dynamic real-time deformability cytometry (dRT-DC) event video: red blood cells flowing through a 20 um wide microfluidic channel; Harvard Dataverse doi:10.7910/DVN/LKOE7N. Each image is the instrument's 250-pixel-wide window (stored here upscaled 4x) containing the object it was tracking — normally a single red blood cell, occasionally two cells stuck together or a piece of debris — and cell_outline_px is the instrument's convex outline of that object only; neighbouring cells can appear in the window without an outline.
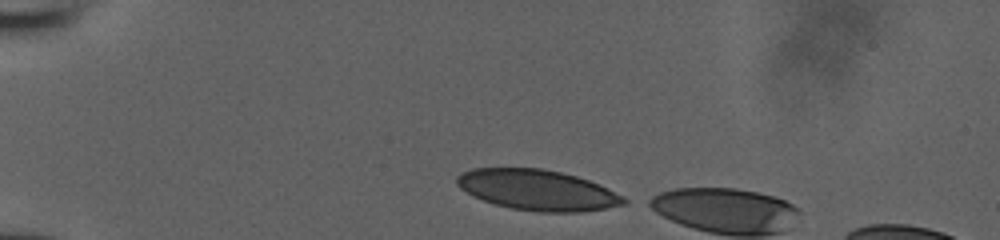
{"species": "human", "species_latin": "Homo sapiens", "temperature_condition": "room temperature", "stored_images_in_passage": 4, "camera_frame_rate_fps": 3000, "um_per_image_px": 0.085, "donor": {"sex": "male"}, "frame": {"image": 1, "passage_image": 1, "time_ms": 0.0, "image_size_px": [1000, 240], "cell_outline_px": [[632, 200], [624, 204], [604, 208], [580, 212], [540, 212], [512, 208], [496, 204], [472, 196], [460, 188], [456, 184], [456, 176], [460, 172], [472, 168], [540, 168], [560, 172], [576, 176], [600, 184]], "centroid_in_image_um": [45.69, 16.14], "position_along_channel_um": 39.3, "area_um2": 39.54}}